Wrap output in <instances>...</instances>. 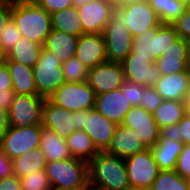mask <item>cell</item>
I'll list each match as a JSON object with an SVG mask.
<instances>
[{
    "instance_id": "6da1fadb",
    "label": "cell",
    "mask_w": 190,
    "mask_h": 190,
    "mask_svg": "<svg viewBox=\"0 0 190 190\" xmlns=\"http://www.w3.org/2000/svg\"><path fill=\"white\" fill-rule=\"evenodd\" d=\"M89 190H127L130 187L124 158L99 151L88 163Z\"/></svg>"
},
{
    "instance_id": "7a4b0ae2",
    "label": "cell",
    "mask_w": 190,
    "mask_h": 190,
    "mask_svg": "<svg viewBox=\"0 0 190 190\" xmlns=\"http://www.w3.org/2000/svg\"><path fill=\"white\" fill-rule=\"evenodd\" d=\"M11 18L24 38L41 45L52 30L51 14L38 5L12 7Z\"/></svg>"
},
{
    "instance_id": "3957f363",
    "label": "cell",
    "mask_w": 190,
    "mask_h": 190,
    "mask_svg": "<svg viewBox=\"0 0 190 190\" xmlns=\"http://www.w3.org/2000/svg\"><path fill=\"white\" fill-rule=\"evenodd\" d=\"M179 38L172 25L161 24L158 28L148 29L134 37L132 51L128 56L148 57V61L155 62Z\"/></svg>"
},
{
    "instance_id": "277c9868",
    "label": "cell",
    "mask_w": 190,
    "mask_h": 190,
    "mask_svg": "<svg viewBox=\"0 0 190 190\" xmlns=\"http://www.w3.org/2000/svg\"><path fill=\"white\" fill-rule=\"evenodd\" d=\"M46 174L52 187L89 188L88 163L69 157L65 160L47 162Z\"/></svg>"
},
{
    "instance_id": "5b68a950",
    "label": "cell",
    "mask_w": 190,
    "mask_h": 190,
    "mask_svg": "<svg viewBox=\"0 0 190 190\" xmlns=\"http://www.w3.org/2000/svg\"><path fill=\"white\" fill-rule=\"evenodd\" d=\"M107 61L122 62L132 51L134 37L123 22V10L115 7L103 31Z\"/></svg>"
},
{
    "instance_id": "8992f818",
    "label": "cell",
    "mask_w": 190,
    "mask_h": 190,
    "mask_svg": "<svg viewBox=\"0 0 190 190\" xmlns=\"http://www.w3.org/2000/svg\"><path fill=\"white\" fill-rule=\"evenodd\" d=\"M37 95L48 99L62 84L66 82L62 62L53 53L42 49L37 64L32 68Z\"/></svg>"
},
{
    "instance_id": "52a82bcc",
    "label": "cell",
    "mask_w": 190,
    "mask_h": 190,
    "mask_svg": "<svg viewBox=\"0 0 190 190\" xmlns=\"http://www.w3.org/2000/svg\"><path fill=\"white\" fill-rule=\"evenodd\" d=\"M48 99L69 111L89 110L95 107L96 94L87 81L65 82Z\"/></svg>"
},
{
    "instance_id": "ba28073f",
    "label": "cell",
    "mask_w": 190,
    "mask_h": 190,
    "mask_svg": "<svg viewBox=\"0 0 190 190\" xmlns=\"http://www.w3.org/2000/svg\"><path fill=\"white\" fill-rule=\"evenodd\" d=\"M45 100L39 95L15 94L8 110L9 126L25 128L42 125Z\"/></svg>"
},
{
    "instance_id": "9c48e42d",
    "label": "cell",
    "mask_w": 190,
    "mask_h": 190,
    "mask_svg": "<svg viewBox=\"0 0 190 190\" xmlns=\"http://www.w3.org/2000/svg\"><path fill=\"white\" fill-rule=\"evenodd\" d=\"M41 125L30 127L9 126L0 138V149L12 160L24 153L40 147Z\"/></svg>"
},
{
    "instance_id": "30bf717a",
    "label": "cell",
    "mask_w": 190,
    "mask_h": 190,
    "mask_svg": "<svg viewBox=\"0 0 190 190\" xmlns=\"http://www.w3.org/2000/svg\"><path fill=\"white\" fill-rule=\"evenodd\" d=\"M124 162L130 187L150 189L160 172L150 149L128 156Z\"/></svg>"
},
{
    "instance_id": "8fae6325",
    "label": "cell",
    "mask_w": 190,
    "mask_h": 190,
    "mask_svg": "<svg viewBox=\"0 0 190 190\" xmlns=\"http://www.w3.org/2000/svg\"><path fill=\"white\" fill-rule=\"evenodd\" d=\"M125 80L120 62L105 61L89 68L87 83L98 95L120 88Z\"/></svg>"
},
{
    "instance_id": "7c38bea8",
    "label": "cell",
    "mask_w": 190,
    "mask_h": 190,
    "mask_svg": "<svg viewBox=\"0 0 190 190\" xmlns=\"http://www.w3.org/2000/svg\"><path fill=\"white\" fill-rule=\"evenodd\" d=\"M114 8L113 0H90L79 7L77 10L83 26V34L103 33Z\"/></svg>"
},
{
    "instance_id": "4fadbf2b",
    "label": "cell",
    "mask_w": 190,
    "mask_h": 190,
    "mask_svg": "<svg viewBox=\"0 0 190 190\" xmlns=\"http://www.w3.org/2000/svg\"><path fill=\"white\" fill-rule=\"evenodd\" d=\"M123 10V22L133 37L148 29L158 28L162 23L149 6L148 1L137 2L120 7Z\"/></svg>"
},
{
    "instance_id": "5bb4252c",
    "label": "cell",
    "mask_w": 190,
    "mask_h": 190,
    "mask_svg": "<svg viewBox=\"0 0 190 190\" xmlns=\"http://www.w3.org/2000/svg\"><path fill=\"white\" fill-rule=\"evenodd\" d=\"M122 125L133 129L148 148L159 139L160 129L156 125L153 114L142 106H133L125 115Z\"/></svg>"
},
{
    "instance_id": "9a60e30c",
    "label": "cell",
    "mask_w": 190,
    "mask_h": 190,
    "mask_svg": "<svg viewBox=\"0 0 190 190\" xmlns=\"http://www.w3.org/2000/svg\"><path fill=\"white\" fill-rule=\"evenodd\" d=\"M121 65L125 79L139 85L154 88L161 76L155 62L148 61V57L127 56Z\"/></svg>"
},
{
    "instance_id": "2e32d148",
    "label": "cell",
    "mask_w": 190,
    "mask_h": 190,
    "mask_svg": "<svg viewBox=\"0 0 190 190\" xmlns=\"http://www.w3.org/2000/svg\"><path fill=\"white\" fill-rule=\"evenodd\" d=\"M161 75L185 72L190 67V43L178 38L161 57L155 59Z\"/></svg>"
},
{
    "instance_id": "e0dca14e",
    "label": "cell",
    "mask_w": 190,
    "mask_h": 190,
    "mask_svg": "<svg viewBox=\"0 0 190 190\" xmlns=\"http://www.w3.org/2000/svg\"><path fill=\"white\" fill-rule=\"evenodd\" d=\"M131 108L125 92H121L120 88L96 95L94 109L117 125L122 124Z\"/></svg>"
},
{
    "instance_id": "ac0fdd59",
    "label": "cell",
    "mask_w": 190,
    "mask_h": 190,
    "mask_svg": "<svg viewBox=\"0 0 190 190\" xmlns=\"http://www.w3.org/2000/svg\"><path fill=\"white\" fill-rule=\"evenodd\" d=\"M75 57L88 68L95 67L107 61L103 33H90L79 36Z\"/></svg>"
},
{
    "instance_id": "d6986e66",
    "label": "cell",
    "mask_w": 190,
    "mask_h": 190,
    "mask_svg": "<svg viewBox=\"0 0 190 190\" xmlns=\"http://www.w3.org/2000/svg\"><path fill=\"white\" fill-rule=\"evenodd\" d=\"M117 126L96 109H89L84 131L90 136L98 151H106Z\"/></svg>"
},
{
    "instance_id": "ffe728a7",
    "label": "cell",
    "mask_w": 190,
    "mask_h": 190,
    "mask_svg": "<svg viewBox=\"0 0 190 190\" xmlns=\"http://www.w3.org/2000/svg\"><path fill=\"white\" fill-rule=\"evenodd\" d=\"M42 125L53 130L61 138L67 139L76 130L75 111L54 105L49 99H46Z\"/></svg>"
},
{
    "instance_id": "44dd1931",
    "label": "cell",
    "mask_w": 190,
    "mask_h": 190,
    "mask_svg": "<svg viewBox=\"0 0 190 190\" xmlns=\"http://www.w3.org/2000/svg\"><path fill=\"white\" fill-rule=\"evenodd\" d=\"M147 149L148 147L133 129L120 124L116 128L106 152L125 159L128 156L140 153Z\"/></svg>"
},
{
    "instance_id": "7402d4cb",
    "label": "cell",
    "mask_w": 190,
    "mask_h": 190,
    "mask_svg": "<svg viewBox=\"0 0 190 190\" xmlns=\"http://www.w3.org/2000/svg\"><path fill=\"white\" fill-rule=\"evenodd\" d=\"M154 89L163 100L184 101L190 90V67L185 72L161 75Z\"/></svg>"
},
{
    "instance_id": "603a6c76",
    "label": "cell",
    "mask_w": 190,
    "mask_h": 190,
    "mask_svg": "<svg viewBox=\"0 0 190 190\" xmlns=\"http://www.w3.org/2000/svg\"><path fill=\"white\" fill-rule=\"evenodd\" d=\"M184 145L182 141L159 138L154 145L149 147L160 171L175 170L179 154L182 152Z\"/></svg>"
},
{
    "instance_id": "cb8c5ba5",
    "label": "cell",
    "mask_w": 190,
    "mask_h": 190,
    "mask_svg": "<svg viewBox=\"0 0 190 190\" xmlns=\"http://www.w3.org/2000/svg\"><path fill=\"white\" fill-rule=\"evenodd\" d=\"M78 38L77 36L52 29L46 37L43 48L55 54L63 63L75 56Z\"/></svg>"
},
{
    "instance_id": "d4e9b609",
    "label": "cell",
    "mask_w": 190,
    "mask_h": 190,
    "mask_svg": "<svg viewBox=\"0 0 190 190\" xmlns=\"http://www.w3.org/2000/svg\"><path fill=\"white\" fill-rule=\"evenodd\" d=\"M40 149L46 161L65 160L72 157L66 139L58 136L53 130L41 125Z\"/></svg>"
},
{
    "instance_id": "484cf974",
    "label": "cell",
    "mask_w": 190,
    "mask_h": 190,
    "mask_svg": "<svg viewBox=\"0 0 190 190\" xmlns=\"http://www.w3.org/2000/svg\"><path fill=\"white\" fill-rule=\"evenodd\" d=\"M13 82V91L19 95H37L34 73L31 67L14 61H6Z\"/></svg>"
},
{
    "instance_id": "4316f807",
    "label": "cell",
    "mask_w": 190,
    "mask_h": 190,
    "mask_svg": "<svg viewBox=\"0 0 190 190\" xmlns=\"http://www.w3.org/2000/svg\"><path fill=\"white\" fill-rule=\"evenodd\" d=\"M42 49L43 45L22 37L16 42L13 49L8 52L7 61L18 62L33 68L39 60Z\"/></svg>"
},
{
    "instance_id": "83f0119b",
    "label": "cell",
    "mask_w": 190,
    "mask_h": 190,
    "mask_svg": "<svg viewBox=\"0 0 190 190\" xmlns=\"http://www.w3.org/2000/svg\"><path fill=\"white\" fill-rule=\"evenodd\" d=\"M51 23L52 29L77 37L83 35V26L80 21L78 10L73 6L52 13Z\"/></svg>"
},
{
    "instance_id": "f1b7e54d",
    "label": "cell",
    "mask_w": 190,
    "mask_h": 190,
    "mask_svg": "<svg viewBox=\"0 0 190 190\" xmlns=\"http://www.w3.org/2000/svg\"><path fill=\"white\" fill-rule=\"evenodd\" d=\"M12 161L13 173L18 178L26 177L27 175L39 170H45V166L47 164L45 155L41 151L40 147L24 153L21 156L14 158Z\"/></svg>"
},
{
    "instance_id": "f546056e",
    "label": "cell",
    "mask_w": 190,
    "mask_h": 190,
    "mask_svg": "<svg viewBox=\"0 0 190 190\" xmlns=\"http://www.w3.org/2000/svg\"><path fill=\"white\" fill-rule=\"evenodd\" d=\"M70 154L72 157L89 163L99 152L93 144L90 136L81 130H75L67 139Z\"/></svg>"
},
{
    "instance_id": "4dcf8cb0",
    "label": "cell",
    "mask_w": 190,
    "mask_h": 190,
    "mask_svg": "<svg viewBox=\"0 0 190 190\" xmlns=\"http://www.w3.org/2000/svg\"><path fill=\"white\" fill-rule=\"evenodd\" d=\"M186 114L184 101L163 100L153 112V118L159 129L179 123Z\"/></svg>"
},
{
    "instance_id": "1f68e13d",
    "label": "cell",
    "mask_w": 190,
    "mask_h": 190,
    "mask_svg": "<svg viewBox=\"0 0 190 190\" xmlns=\"http://www.w3.org/2000/svg\"><path fill=\"white\" fill-rule=\"evenodd\" d=\"M162 24L171 25L189 6L184 0H147Z\"/></svg>"
},
{
    "instance_id": "d6a6232c",
    "label": "cell",
    "mask_w": 190,
    "mask_h": 190,
    "mask_svg": "<svg viewBox=\"0 0 190 190\" xmlns=\"http://www.w3.org/2000/svg\"><path fill=\"white\" fill-rule=\"evenodd\" d=\"M149 190H190V180L175 170L160 171Z\"/></svg>"
},
{
    "instance_id": "836d02e7",
    "label": "cell",
    "mask_w": 190,
    "mask_h": 190,
    "mask_svg": "<svg viewBox=\"0 0 190 190\" xmlns=\"http://www.w3.org/2000/svg\"><path fill=\"white\" fill-rule=\"evenodd\" d=\"M63 75L66 82L82 83L87 81L89 68L75 56L62 63Z\"/></svg>"
},
{
    "instance_id": "e575fe53",
    "label": "cell",
    "mask_w": 190,
    "mask_h": 190,
    "mask_svg": "<svg viewBox=\"0 0 190 190\" xmlns=\"http://www.w3.org/2000/svg\"><path fill=\"white\" fill-rule=\"evenodd\" d=\"M22 190H51L52 186L45 170L33 172L26 177H20Z\"/></svg>"
},
{
    "instance_id": "d590c367",
    "label": "cell",
    "mask_w": 190,
    "mask_h": 190,
    "mask_svg": "<svg viewBox=\"0 0 190 190\" xmlns=\"http://www.w3.org/2000/svg\"><path fill=\"white\" fill-rule=\"evenodd\" d=\"M22 37L23 36L16 24L12 18H10L0 34V49L8 54V52H10V50L16 45V42Z\"/></svg>"
},
{
    "instance_id": "8d00e7d4",
    "label": "cell",
    "mask_w": 190,
    "mask_h": 190,
    "mask_svg": "<svg viewBox=\"0 0 190 190\" xmlns=\"http://www.w3.org/2000/svg\"><path fill=\"white\" fill-rule=\"evenodd\" d=\"M121 92H125L128 102L131 106H142V93L144 86L139 85L128 80H125L123 85L120 87Z\"/></svg>"
},
{
    "instance_id": "74e56055",
    "label": "cell",
    "mask_w": 190,
    "mask_h": 190,
    "mask_svg": "<svg viewBox=\"0 0 190 190\" xmlns=\"http://www.w3.org/2000/svg\"><path fill=\"white\" fill-rule=\"evenodd\" d=\"M142 96V107L152 114L163 101V98L153 87L144 86Z\"/></svg>"
},
{
    "instance_id": "f35d334b",
    "label": "cell",
    "mask_w": 190,
    "mask_h": 190,
    "mask_svg": "<svg viewBox=\"0 0 190 190\" xmlns=\"http://www.w3.org/2000/svg\"><path fill=\"white\" fill-rule=\"evenodd\" d=\"M175 171L183 178L190 180V145L185 144L179 154Z\"/></svg>"
},
{
    "instance_id": "ab89813d",
    "label": "cell",
    "mask_w": 190,
    "mask_h": 190,
    "mask_svg": "<svg viewBox=\"0 0 190 190\" xmlns=\"http://www.w3.org/2000/svg\"><path fill=\"white\" fill-rule=\"evenodd\" d=\"M179 38H183L190 43V8H188L176 21L172 24Z\"/></svg>"
},
{
    "instance_id": "60d3db41",
    "label": "cell",
    "mask_w": 190,
    "mask_h": 190,
    "mask_svg": "<svg viewBox=\"0 0 190 190\" xmlns=\"http://www.w3.org/2000/svg\"><path fill=\"white\" fill-rule=\"evenodd\" d=\"M73 0H39L37 5L52 14L63 10L64 8L72 7Z\"/></svg>"
},
{
    "instance_id": "b9f144b4",
    "label": "cell",
    "mask_w": 190,
    "mask_h": 190,
    "mask_svg": "<svg viewBox=\"0 0 190 190\" xmlns=\"http://www.w3.org/2000/svg\"><path fill=\"white\" fill-rule=\"evenodd\" d=\"M13 161L0 149V179L13 176Z\"/></svg>"
},
{
    "instance_id": "7bdbcfd3",
    "label": "cell",
    "mask_w": 190,
    "mask_h": 190,
    "mask_svg": "<svg viewBox=\"0 0 190 190\" xmlns=\"http://www.w3.org/2000/svg\"><path fill=\"white\" fill-rule=\"evenodd\" d=\"M179 132L180 129L178 123L166 126L160 129L159 138H167L173 141H182V137L179 135Z\"/></svg>"
},
{
    "instance_id": "ee69618b",
    "label": "cell",
    "mask_w": 190,
    "mask_h": 190,
    "mask_svg": "<svg viewBox=\"0 0 190 190\" xmlns=\"http://www.w3.org/2000/svg\"><path fill=\"white\" fill-rule=\"evenodd\" d=\"M0 91H13V82L8 67L0 68Z\"/></svg>"
},
{
    "instance_id": "f6af8a7d",
    "label": "cell",
    "mask_w": 190,
    "mask_h": 190,
    "mask_svg": "<svg viewBox=\"0 0 190 190\" xmlns=\"http://www.w3.org/2000/svg\"><path fill=\"white\" fill-rule=\"evenodd\" d=\"M178 125L180 129L179 135L182 137V142L190 145V114L186 113Z\"/></svg>"
},
{
    "instance_id": "bcb514c9",
    "label": "cell",
    "mask_w": 190,
    "mask_h": 190,
    "mask_svg": "<svg viewBox=\"0 0 190 190\" xmlns=\"http://www.w3.org/2000/svg\"><path fill=\"white\" fill-rule=\"evenodd\" d=\"M0 190H22L20 179L16 175L0 179Z\"/></svg>"
},
{
    "instance_id": "7dc6e473",
    "label": "cell",
    "mask_w": 190,
    "mask_h": 190,
    "mask_svg": "<svg viewBox=\"0 0 190 190\" xmlns=\"http://www.w3.org/2000/svg\"><path fill=\"white\" fill-rule=\"evenodd\" d=\"M12 7L0 2V34L11 18Z\"/></svg>"
},
{
    "instance_id": "c3c4849f",
    "label": "cell",
    "mask_w": 190,
    "mask_h": 190,
    "mask_svg": "<svg viewBox=\"0 0 190 190\" xmlns=\"http://www.w3.org/2000/svg\"><path fill=\"white\" fill-rule=\"evenodd\" d=\"M14 96V91H0V108L8 111Z\"/></svg>"
},
{
    "instance_id": "681fc988",
    "label": "cell",
    "mask_w": 190,
    "mask_h": 190,
    "mask_svg": "<svg viewBox=\"0 0 190 190\" xmlns=\"http://www.w3.org/2000/svg\"><path fill=\"white\" fill-rule=\"evenodd\" d=\"M86 118H88V110L75 111L76 130L84 131Z\"/></svg>"
},
{
    "instance_id": "f907efd6",
    "label": "cell",
    "mask_w": 190,
    "mask_h": 190,
    "mask_svg": "<svg viewBox=\"0 0 190 190\" xmlns=\"http://www.w3.org/2000/svg\"><path fill=\"white\" fill-rule=\"evenodd\" d=\"M8 128V111L0 108V138L7 132Z\"/></svg>"
},
{
    "instance_id": "816d5d0a",
    "label": "cell",
    "mask_w": 190,
    "mask_h": 190,
    "mask_svg": "<svg viewBox=\"0 0 190 190\" xmlns=\"http://www.w3.org/2000/svg\"><path fill=\"white\" fill-rule=\"evenodd\" d=\"M39 0H0L1 3L9 5L11 7L22 5H37Z\"/></svg>"
},
{
    "instance_id": "f5cc1de1",
    "label": "cell",
    "mask_w": 190,
    "mask_h": 190,
    "mask_svg": "<svg viewBox=\"0 0 190 190\" xmlns=\"http://www.w3.org/2000/svg\"><path fill=\"white\" fill-rule=\"evenodd\" d=\"M144 1H147V0H113L115 7H122L129 4L144 2Z\"/></svg>"
},
{
    "instance_id": "db71d44e",
    "label": "cell",
    "mask_w": 190,
    "mask_h": 190,
    "mask_svg": "<svg viewBox=\"0 0 190 190\" xmlns=\"http://www.w3.org/2000/svg\"><path fill=\"white\" fill-rule=\"evenodd\" d=\"M186 113L190 114V90L184 99Z\"/></svg>"
},
{
    "instance_id": "11a10c76",
    "label": "cell",
    "mask_w": 190,
    "mask_h": 190,
    "mask_svg": "<svg viewBox=\"0 0 190 190\" xmlns=\"http://www.w3.org/2000/svg\"><path fill=\"white\" fill-rule=\"evenodd\" d=\"M89 1L90 0H73L72 4H73V7L78 9L79 7H82L83 5H85Z\"/></svg>"
},
{
    "instance_id": "9f6ffc18",
    "label": "cell",
    "mask_w": 190,
    "mask_h": 190,
    "mask_svg": "<svg viewBox=\"0 0 190 190\" xmlns=\"http://www.w3.org/2000/svg\"><path fill=\"white\" fill-rule=\"evenodd\" d=\"M7 54L0 49V68L6 65Z\"/></svg>"
},
{
    "instance_id": "6f0895ef",
    "label": "cell",
    "mask_w": 190,
    "mask_h": 190,
    "mask_svg": "<svg viewBox=\"0 0 190 190\" xmlns=\"http://www.w3.org/2000/svg\"><path fill=\"white\" fill-rule=\"evenodd\" d=\"M51 190H89V188H60V187H52Z\"/></svg>"
},
{
    "instance_id": "680465c9",
    "label": "cell",
    "mask_w": 190,
    "mask_h": 190,
    "mask_svg": "<svg viewBox=\"0 0 190 190\" xmlns=\"http://www.w3.org/2000/svg\"><path fill=\"white\" fill-rule=\"evenodd\" d=\"M127 190H149L147 188H140V187H129Z\"/></svg>"
},
{
    "instance_id": "91938a15",
    "label": "cell",
    "mask_w": 190,
    "mask_h": 190,
    "mask_svg": "<svg viewBox=\"0 0 190 190\" xmlns=\"http://www.w3.org/2000/svg\"><path fill=\"white\" fill-rule=\"evenodd\" d=\"M184 1L190 7V0H184Z\"/></svg>"
}]
</instances>
